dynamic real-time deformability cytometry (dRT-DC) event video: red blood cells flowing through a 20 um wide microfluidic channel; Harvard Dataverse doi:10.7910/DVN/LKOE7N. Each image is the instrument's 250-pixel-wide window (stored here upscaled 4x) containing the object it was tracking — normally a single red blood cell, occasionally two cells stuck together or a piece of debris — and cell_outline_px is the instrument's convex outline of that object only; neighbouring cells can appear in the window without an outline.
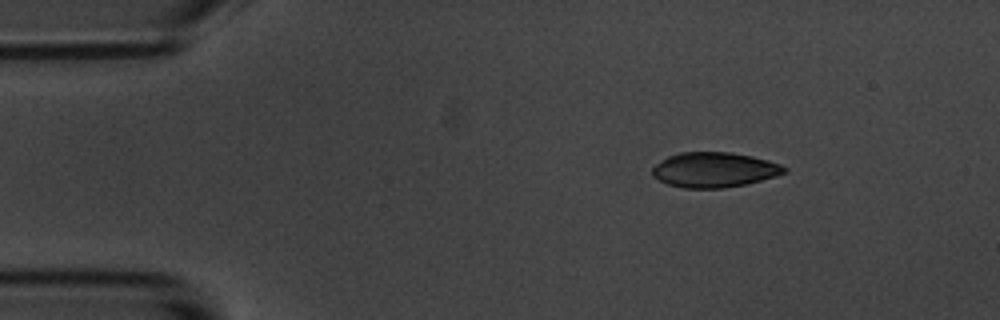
{"species": "common noctule bat (a hibernating species)", "species_latin": "Nyctalus noctula", "temperature_condition": "room temperature", "stored_images_in_passage": 48, "camera_frame_rate_fps": 3000, "um_per_image_px": 0.085, "animal": {"sex": "male", "body_mass_g": 20.1, "forearm_length_mm": 53.5}, "frame": {"image": 1, "passage_image": 1, "time_ms": 0.0, "image_size_px": [1000, 320], "cell_outline_px": [[788, 172], [776, 176], [744, 184], [724, 188], [684, 188], [668, 184], [652, 176], [652, 168], [656, 164], [668, 156], [680, 152], [728, 152], [752, 156], [768, 160], [780, 164], [788, 168]], "centroid_in_image_um": [60.72, 14.43], "position_along_channel_um": 24.3, "area_um2": 26.88}}
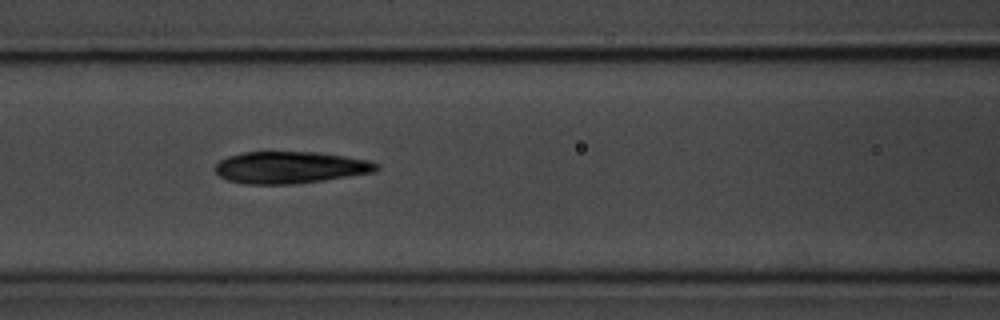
{"frame": {"image": 2, "passage_image": 16, "time_ms": 5.0, "image_size_px": [1000, 320], "cell_outline_px": [[380, 168], [376, 172], [324, 180], [296, 184], [244, 184], [228, 180], [220, 176], [216, 172], [216, 164], [220, 160], [228, 156], [244, 152], [320, 152], [368, 160], [380, 164]], "centroid_in_image_um": [24.7, 14.23], "position_along_channel_um": 141.9, "area_um2": 30.11}}
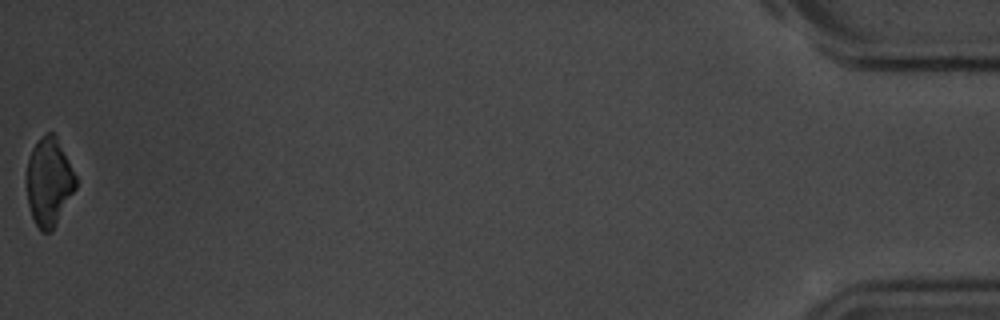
{"frame": {"image": 3, "passage_image": 48, "time_ms": 15.667, "image_size_px": [1000, 320], "cell_outline_px": [[76, 188], [52, 232], [40, 232], [32, 216], [28, 204], [24, 180], [28, 160], [32, 148], [48, 132], [52, 132], [56, 136], [76, 176]], "centroid_in_image_um": [4.13, 15.5], "position_along_channel_um": 431.1, "area_um2": 25.32}, "authors_computed_cell_mechanics": {"area_um2": 28.8133, "velocity_mm_per_s": 3.6368, "shape_relaxation_time_tau1_ms": 3.0623, "shape_relaxation_time_tau2_ms": 3.7094, "deformation_change_tau1": 0.1384, "deformation_change_tau2": 0.1111}}